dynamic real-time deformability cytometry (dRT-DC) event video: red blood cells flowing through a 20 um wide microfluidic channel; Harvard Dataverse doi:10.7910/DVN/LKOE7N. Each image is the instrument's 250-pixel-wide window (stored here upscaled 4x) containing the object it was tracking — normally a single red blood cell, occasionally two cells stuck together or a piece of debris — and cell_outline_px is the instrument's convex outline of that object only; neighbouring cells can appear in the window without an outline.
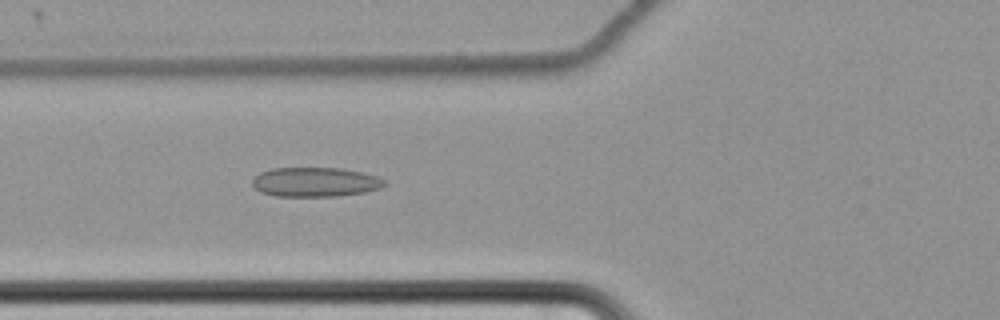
{"species": "common noctule bat (a hibernating species)", "species_latin": "Nyctalus noctula", "temperature_condition": "cold", "stored_images_in_passage": 40, "camera_frame_rate_fps": 3000, "um_per_image_px": 0.085, "animal": {"sex": "female", "body_mass_g": 22.7, "forearm_length_mm": 54.2}, "frame": {"image": 1, "passage_image": 11, "time_ms": 3.333, "image_size_px": [1000, 320], "cell_outline_px": [[388, 180], [380, 188], [364, 192], [336, 196], [276, 196], [260, 192], [252, 184], [252, 180], [260, 172], [272, 168], [340, 168], [364, 172], [380, 176]], "centroid_in_image_um": [26.83, 15.46], "position_along_channel_um": 99.0, "area_um2": 22.77}}
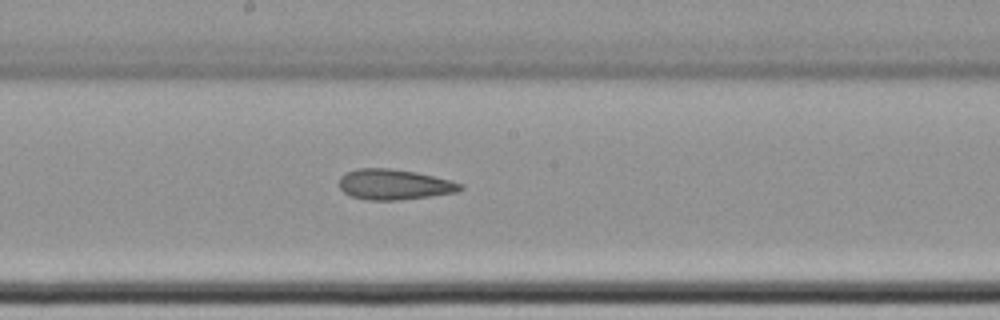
{"frame": {"image": 2, "passage_image": 21, "time_ms": 6.667, "image_size_px": [1000, 320], "cell_outline_px": [[464, 188], [456, 192], [432, 196], [400, 200], [368, 200], [352, 196], [344, 192], [340, 188], [340, 176], [344, 172], [356, 168], [388, 168], [416, 172], [452, 180], [464, 184]], "centroid_in_image_um": [33.53, 15.67], "position_along_channel_um": 214.7, "area_um2": 21.68}}
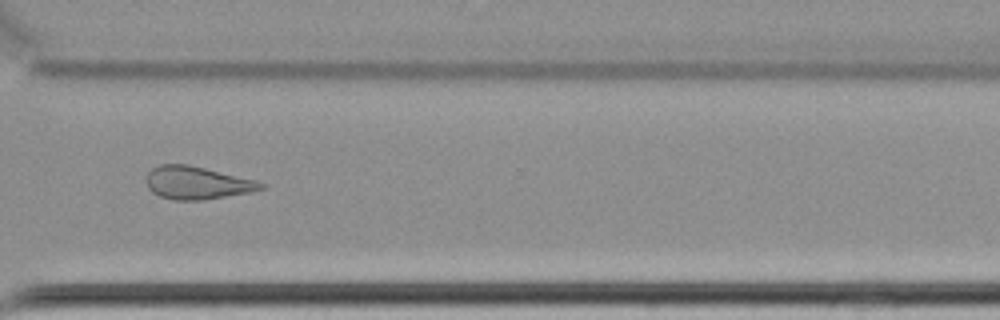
{"frame": {"image": 3, "passage_image": 33, "time_ms": 10.667, "image_size_px": [1000, 320], "cell_outline_px": [[264, 188], [252, 192], [204, 200], [172, 200], [160, 196], [152, 192], [148, 188], [148, 172], [152, 168], [160, 164], [188, 164], [256, 180], [264, 184]], "centroid_in_image_um": [16.75, 15.55], "position_along_channel_um": 353.8, "area_um2": 21.85}, "authors_computed_cell_mechanics": {"area_um2": 22.0507, "velocity_mm_per_s": 3.4674, "shape_relaxation_time_tau1_ms": null, "shape_relaxation_time_tau2_ms": 4.7019, "deformation_change_tau1": null, "deformation_change_tau2": 0.1264}}